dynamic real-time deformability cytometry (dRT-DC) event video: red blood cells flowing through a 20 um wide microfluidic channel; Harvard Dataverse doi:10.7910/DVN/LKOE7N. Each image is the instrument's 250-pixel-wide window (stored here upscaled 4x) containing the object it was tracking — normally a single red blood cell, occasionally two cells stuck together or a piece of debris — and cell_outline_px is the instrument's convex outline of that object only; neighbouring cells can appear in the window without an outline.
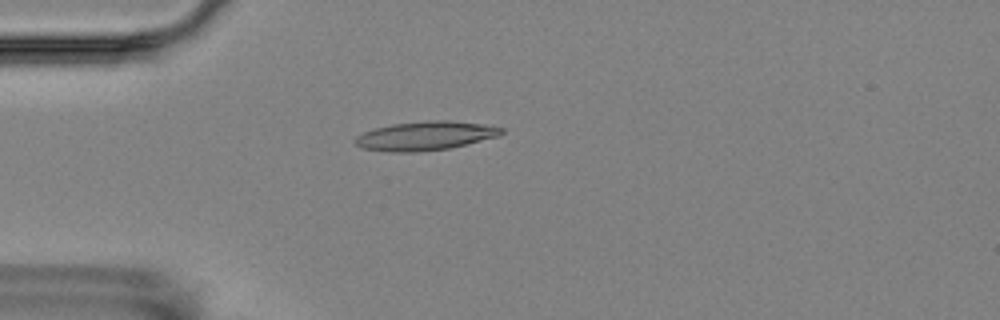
{"species": "Egyptian fruit bat (a non-hibernating species)", "species_latin": "Rousettus aegyptiacus", "temperature_condition": "room temperature", "stored_images_in_passage": 4, "camera_frame_rate_fps": 3000, "um_per_image_px": 0.085, "animal": {"sex": "female"}, "frame": {"image": 1, "passage_image": 4, "time_ms": 4.0, "image_size_px": [1000, 320], "cell_outline_px": [[504, 132], [500, 136], [448, 148], [420, 152], [392, 152], [360, 148], [352, 140], [356, 136], [364, 132], [376, 128], [392, 124], [428, 120], [448, 120], [484, 124], [504, 128]], "centroid_in_image_um": [36.15, 11.54], "position_along_channel_um": 48.9, "area_um2": 24.74}}